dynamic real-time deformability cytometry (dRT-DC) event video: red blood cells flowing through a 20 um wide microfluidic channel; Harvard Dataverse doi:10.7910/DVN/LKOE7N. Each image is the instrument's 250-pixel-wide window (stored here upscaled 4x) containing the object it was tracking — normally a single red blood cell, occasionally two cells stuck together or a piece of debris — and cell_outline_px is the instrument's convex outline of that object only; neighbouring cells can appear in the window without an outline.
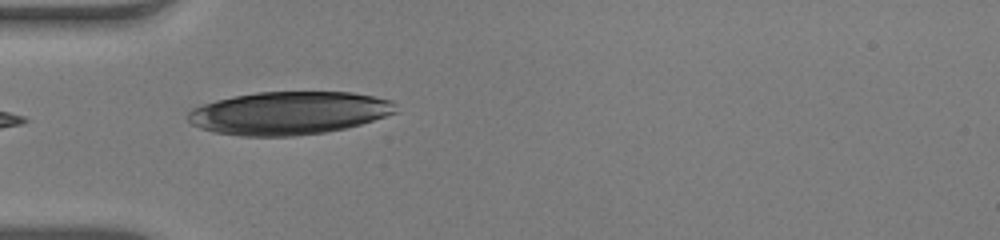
{"species": "human", "species_latin": "Homo sapiens", "temperature_condition": "warm", "stored_images_in_passage": 7, "camera_frame_rate_fps": 3000, "um_per_image_px": 0.085, "donor": {"sex": "male"}, "frame": {"image": 1, "passage_image": 1, "time_ms": 0.0, "image_size_px": [1000, 240], "cell_outline_px": [[400, 112], [360, 124], [344, 128], [324, 132], [292, 136], [240, 136], [212, 132], [200, 128], [192, 124], [188, 120], [188, 112], [192, 108], [216, 100], [232, 96], [256, 92], [352, 92], [392, 100]], "centroid_in_image_um": [24.56, 9.61], "position_along_channel_um": 60.4, "area_um2": 52.19}}
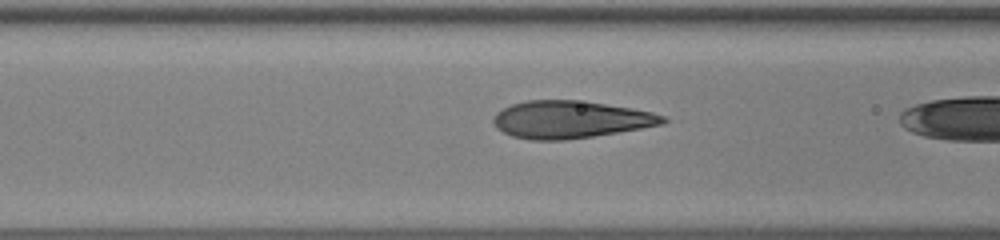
{"frame": {"image": 2, "passage_image": 3, "time_ms": 0.667, "image_size_px": [1000, 240], "cell_outline_px": [[668, 120], [664, 124], [592, 136], [564, 140], [532, 140], [512, 136], [496, 128], [492, 120], [492, 116], [496, 112], [512, 104], [528, 100], [576, 100], [632, 108], [652, 112], [668, 116]], "centroid_in_image_um": [48.47, 10.16], "position_along_channel_um": 118.1, "area_um2": 36.82}}
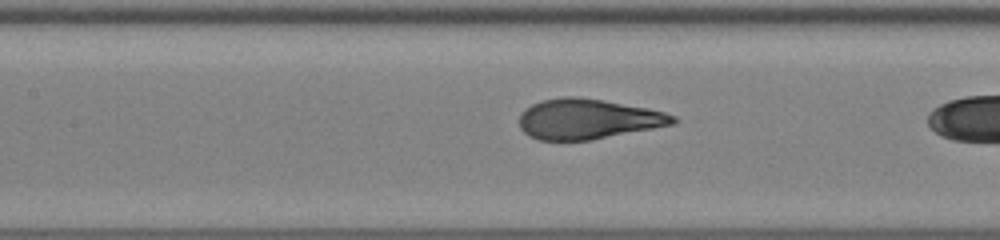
{"frame": {"image": 3, "passage_image": 6, "time_ms": 1.667, "image_size_px": [1000, 240], "cell_outline_px": [[676, 120], [672, 124], [592, 140], [536, 140], [528, 136], [520, 128], [520, 112], [532, 104], [544, 100], [564, 96], [576, 96], [604, 100], [648, 108], [664, 112], [676, 116]], "centroid_in_image_um": [49.93, 10.11], "position_along_channel_um": 157.5, "area_um2": 35.89}}